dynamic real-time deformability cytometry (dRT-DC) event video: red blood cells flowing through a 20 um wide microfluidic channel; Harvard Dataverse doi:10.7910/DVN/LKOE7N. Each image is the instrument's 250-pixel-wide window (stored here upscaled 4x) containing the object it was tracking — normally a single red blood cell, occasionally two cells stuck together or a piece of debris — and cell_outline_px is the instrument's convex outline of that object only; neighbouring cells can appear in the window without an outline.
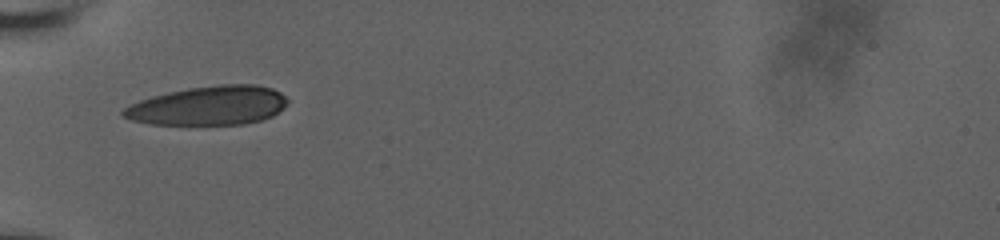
{"species": "human", "species_latin": "Homo sapiens", "temperature_condition": "room temperature", "stored_images_in_passage": 12, "camera_frame_rate_fps": 3000, "um_per_image_px": 0.085, "donor": {"sex": "male"}, "frame": {"image": 1, "passage_image": 1, "time_ms": 0.0, "image_size_px": [1000, 240], "cell_outline_px": [[288, 104], [284, 108], [272, 116], [260, 120], [244, 124], [152, 124], [132, 120], [124, 116], [120, 112], [124, 108], [140, 100], [152, 96], [168, 92], [188, 88], [220, 84], [256, 84], [272, 88], [280, 92], [288, 100]], "centroid_in_image_um": [17.77, 8.97], "position_along_channel_um": 67.2, "area_um2": 37.28}}
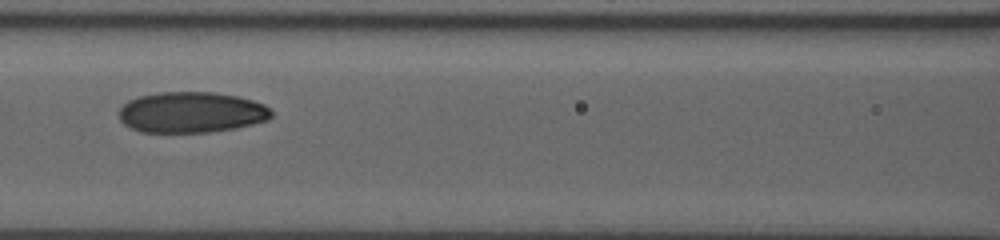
{"frame": {"image": 2, "passage_image": 7, "time_ms": 2.333, "image_size_px": [1000, 240], "cell_outline_px": [[272, 116], [268, 120], [236, 128], [208, 132], [140, 132], [124, 124], [120, 120], [120, 108], [128, 100], [140, 96], [160, 92], [216, 92], [240, 96], [264, 104], [272, 112]], "centroid_in_image_um": [16.28, 9.54], "position_along_channel_um": 150.3, "area_um2": 36.36}}
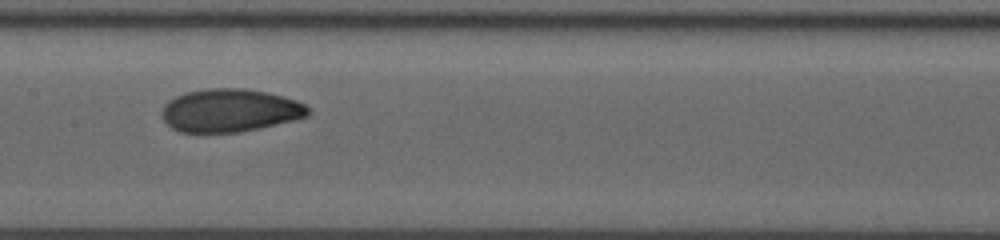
{"frame": {"image": 3, "passage_image": 11, "time_ms": 3.333, "image_size_px": [1000, 240], "cell_outline_px": [[312, 112], [308, 116], [292, 120], [240, 132], [180, 132], [172, 128], [164, 120], [164, 104], [168, 100], [184, 92], [208, 88], [244, 88], [268, 92], [284, 96], [296, 100], [312, 108]], "centroid_in_image_um": [19.58, 9.37], "position_along_channel_um": 187.8, "area_um2": 36.65}}